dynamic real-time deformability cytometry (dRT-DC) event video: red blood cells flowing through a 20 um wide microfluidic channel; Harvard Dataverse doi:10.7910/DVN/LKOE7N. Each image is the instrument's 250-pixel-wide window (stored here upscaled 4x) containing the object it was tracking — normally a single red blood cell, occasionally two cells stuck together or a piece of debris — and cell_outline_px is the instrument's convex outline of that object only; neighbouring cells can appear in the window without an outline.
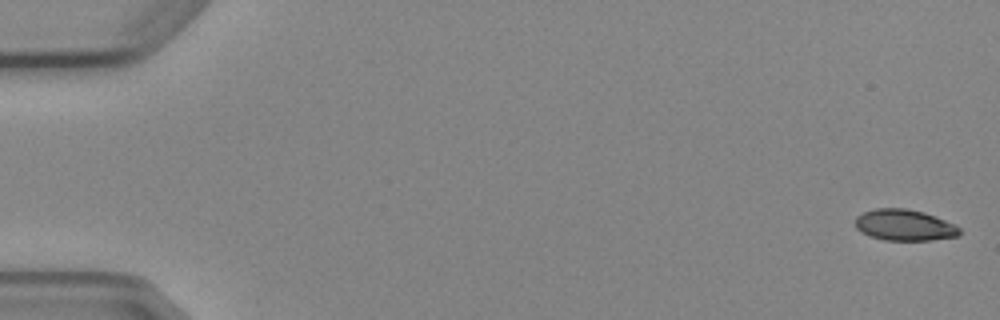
{"species": "Egyptian fruit bat (a non-hibernating species)", "species_latin": "Rousettus aegyptiacus", "temperature_condition": "cold", "stored_images_in_passage": 6, "camera_frame_rate_fps": 3000, "um_per_image_px": 0.085, "animal": {"sex": "female"}, "frame": {"image": 1, "passage_image": 1, "time_ms": 0.0, "image_size_px": [1000, 320], "cell_outline_px": [[960, 236], [932, 240], [884, 240], [860, 232], [856, 228], [856, 216], [864, 212], [876, 208], [908, 208], [924, 212], [936, 216], [960, 228]], "centroid_in_image_um": [76.88, 19.13], "position_along_channel_um": 8.1, "area_um2": 18.96}}